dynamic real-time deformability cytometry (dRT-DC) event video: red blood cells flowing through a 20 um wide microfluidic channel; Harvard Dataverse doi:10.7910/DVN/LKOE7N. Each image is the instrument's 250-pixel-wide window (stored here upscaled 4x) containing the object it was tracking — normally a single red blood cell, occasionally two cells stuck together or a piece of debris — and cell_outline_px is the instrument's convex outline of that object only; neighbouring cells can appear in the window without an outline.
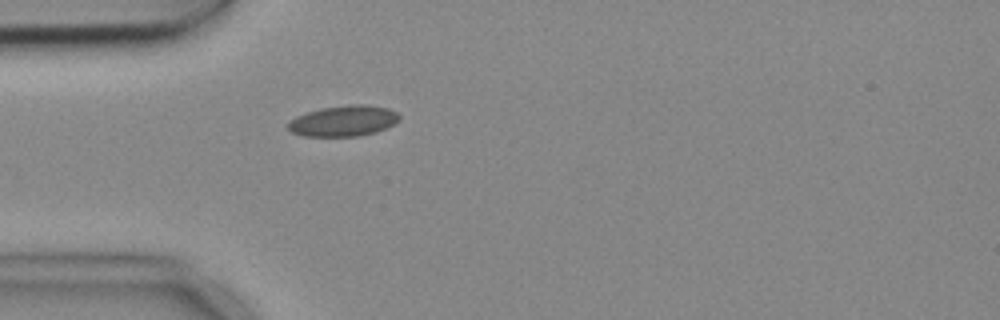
{"species": "common noctule bat (a hibernating species)", "species_latin": "Nyctalus noctula", "temperature_condition": "cold", "stored_images_in_passage": 4, "camera_frame_rate_fps": 3000, "um_per_image_px": 0.085, "animal": {"sex": "female", "body_mass_g": 18.4}, "frame": {"image": 1, "passage_image": 4, "time_ms": 1.0, "image_size_px": [1000, 320], "cell_outline_px": [[400, 120], [376, 132], [360, 136], [304, 136], [292, 132], [288, 128], [288, 120], [296, 116], [320, 108], [352, 104], [368, 104], [388, 108], [396, 112], [400, 116]], "centroid_in_image_um": [29.19, 10.27], "position_along_channel_um": 55.8, "area_um2": 20.0}}